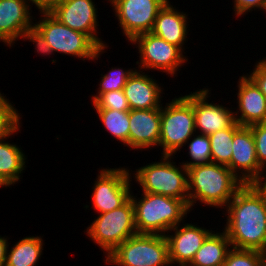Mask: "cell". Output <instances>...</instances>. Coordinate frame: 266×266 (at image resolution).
<instances>
[{
    "label": "cell",
    "instance_id": "cell-36",
    "mask_svg": "<svg viewBox=\"0 0 266 266\" xmlns=\"http://www.w3.org/2000/svg\"><path fill=\"white\" fill-rule=\"evenodd\" d=\"M8 239L0 236V266H4L6 261L7 250L9 246Z\"/></svg>",
    "mask_w": 266,
    "mask_h": 266
},
{
    "label": "cell",
    "instance_id": "cell-26",
    "mask_svg": "<svg viewBox=\"0 0 266 266\" xmlns=\"http://www.w3.org/2000/svg\"><path fill=\"white\" fill-rule=\"evenodd\" d=\"M186 143L188 144V154L191 157V161L181 162L186 168L211 163V144L208 135L193 134Z\"/></svg>",
    "mask_w": 266,
    "mask_h": 266
},
{
    "label": "cell",
    "instance_id": "cell-16",
    "mask_svg": "<svg viewBox=\"0 0 266 266\" xmlns=\"http://www.w3.org/2000/svg\"><path fill=\"white\" fill-rule=\"evenodd\" d=\"M29 2L33 5L32 0H0V41L6 46L12 47L27 29L33 27Z\"/></svg>",
    "mask_w": 266,
    "mask_h": 266
},
{
    "label": "cell",
    "instance_id": "cell-19",
    "mask_svg": "<svg viewBox=\"0 0 266 266\" xmlns=\"http://www.w3.org/2000/svg\"><path fill=\"white\" fill-rule=\"evenodd\" d=\"M135 70L123 87L130 110L161 109L163 88L151 75Z\"/></svg>",
    "mask_w": 266,
    "mask_h": 266
},
{
    "label": "cell",
    "instance_id": "cell-31",
    "mask_svg": "<svg viewBox=\"0 0 266 266\" xmlns=\"http://www.w3.org/2000/svg\"><path fill=\"white\" fill-rule=\"evenodd\" d=\"M259 165L266 167V122L250 125Z\"/></svg>",
    "mask_w": 266,
    "mask_h": 266
},
{
    "label": "cell",
    "instance_id": "cell-20",
    "mask_svg": "<svg viewBox=\"0 0 266 266\" xmlns=\"http://www.w3.org/2000/svg\"><path fill=\"white\" fill-rule=\"evenodd\" d=\"M186 13L171 5L170 0L156 16L151 33L161 37L170 44L179 47L183 52V45L187 41L188 22Z\"/></svg>",
    "mask_w": 266,
    "mask_h": 266
},
{
    "label": "cell",
    "instance_id": "cell-6",
    "mask_svg": "<svg viewBox=\"0 0 266 266\" xmlns=\"http://www.w3.org/2000/svg\"><path fill=\"white\" fill-rule=\"evenodd\" d=\"M115 266H171L165 235L137 233L105 256Z\"/></svg>",
    "mask_w": 266,
    "mask_h": 266
},
{
    "label": "cell",
    "instance_id": "cell-11",
    "mask_svg": "<svg viewBox=\"0 0 266 266\" xmlns=\"http://www.w3.org/2000/svg\"><path fill=\"white\" fill-rule=\"evenodd\" d=\"M128 41L151 32L156 16L169 0H108Z\"/></svg>",
    "mask_w": 266,
    "mask_h": 266
},
{
    "label": "cell",
    "instance_id": "cell-37",
    "mask_svg": "<svg viewBox=\"0 0 266 266\" xmlns=\"http://www.w3.org/2000/svg\"><path fill=\"white\" fill-rule=\"evenodd\" d=\"M265 169L266 167L264 168V171ZM265 173H262L261 178L255 183V185L266 195V174Z\"/></svg>",
    "mask_w": 266,
    "mask_h": 266
},
{
    "label": "cell",
    "instance_id": "cell-14",
    "mask_svg": "<svg viewBox=\"0 0 266 266\" xmlns=\"http://www.w3.org/2000/svg\"><path fill=\"white\" fill-rule=\"evenodd\" d=\"M170 229L165 237L168 243L169 261L171 266H188L193 260L196 252L212 230L186 223ZM170 231L174 234L170 235Z\"/></svg>",
    "mask_w": 266,
    "mask_h": 266
},
{
    "label": "cell",
    "instance_id": "cell-33",
    "mask_svg": "<svg viewBox=\"0 0 266 266\" xmlns=\"http://www.w3.org/2000/svg\"><path fill=\"white\" fill-rule=\"evenodd\" d=\"M234 13L238 17H242L250 11L260 9L266 12V0H234ZM247 12V13H246Z\"/></svg>",
    "mask_w": 266,
    "mask_h": 266
},
{
    "label": "cell",
    "instance_id": "cell-8",
    "mask_svg": "<svg viewBox=\"0 0 266 266\" xmlns=\"http://www.w3.org/2000/svg\"><path fill=\"white\" fill-rule=\"evenodd\" d=\"M86 229L89 239L99 245L107 256L126 239L137 234L131 198L121 207L99 214Z\"/></svg>",
    "mask_w": 266,
    "mask_h": 266
},
{
    "label": "cell",
    "instance_id": "cell-4",
    "mask_svg": "<svg viewBox=\"0 0 266 266\" xmlns=\"http://www.w3.org/2000/svg\"><path fill=\"white\" fill-rule=\"evenodd\" d=\"M171 159L173 155H162L160 162L138 167L133 177L143 192L177 198L188 204V169L181 163L177 166Z\"/></svg>",
    "mask_w": 266,
    "mask_h": 266
},
{
    "label": "cell",
    "instance_id": "cell-34",
    "mask_svg": "<svg viewBox=\"0 0 266 266\" xmlns=\"http://www.w3.org/2000/svg\"><path fill=\"white\" fill-rule=\"evenodd\" d=\"M253 72L247 75L256 83L266 97V57L257 61Z\"/></svg>",
    "mask_w": 266,
    "mask_h": 266
},
{
    "label": "cell",
    "instance_id": "cell-28",
    "mask_svg": "<svg viewBox=\"0 0 266 266\" xmlns=\"http://www.w3.org/2000/svg\"><path fill=\"white\" fill-rule=\"evenodd\" d=\"M265 253L257 250L231 248L224 266H264Z\"/></svg>",
    "mask_w": 266,
    "mask_h": 266
},
{
    "label": "cell",
    "instance_id": "cell-1",
    "mask_svg": "<svg viewBox=\"0 0 266 266\" xmlns=\"http://www.w3.org/2000/svg\"><path fill=\"white\" fill-rule=\"evenodd\" d=\"M225 209L231 247L266 253V195L255 184H244Z\"/></svg>",
    "mask_w": 266,
    "mask_h": 266
},
{
    "label": "cell",
    "instance_id": "cell-5",
    "mask_svg": "<svg viewBox=\"0 0 266 266\" xmlns=\"http://www.w3.org/2000/svg\"><path fill=\"white\" fill-rule=\"evenodd\" d=\"M165 106V107H164ZM161 106L159 146L162 155H173L195 134L193 93L172 99Z\"/></svg>",
    "mask_w": 266,
    "mask_h": 266
},
{
    "label": "cell",
    "instance_id": "cell-12",
    "mask_svg": "<svg viewBox=\"0 0 266 266\" xmlns=\"http://www.w3.org/2000/svg\"><path fill=\"white\" fill-rule=\"evenodd\" d=\"M48 12L60 23L88 35L100 48L108 47L97 36L98 11L93 0H64Z\"/></svg>",
    "mask_w": 266,
    "mask_h": 266
},
{
    "label": "cell",
    "instance_id": "cell-29",
    "mask_svg": "<svg viewBox=\"0 0 266 266\" xmlns=\"http://www.w3.org/2000/svg\"><path fill=\"white\" fill-rule=\"evenodd\" d=\"M14 105L0 92V138L8 135L22 117Z\"/></svg>",
    "mask_w": 266,
    "mask_h": 266
},
{
    "label": "cell",
    "instance_id": "cell-35",
    "mask_svg": "<svg viewBox=\"0 0 266 266\" xmlns=\"http://www.w3.org/2000/svg\"><path fill=\"white\" fill-rule=\"evenodd\" d=\"M64 0H32L33 5L40 11H49L54 5Z\"/></svg>",
    "mask_w": 266,
    "mask_h": 266
},
{
    "label": "cell",
    "instance_id": "cell-13",
    "mask_svg": "<svg viewBox=\"0 0 266 266\" xmlns=\"http://www.w3.org/2000/svg\"><path fill=\"white\" fill-rule=\"evenodd\" d=\"M232 147L231 171L243 184H255L261 178L264 169L258 163L250 126H241L234 122Z\"/></svg>",
    "mask_w": 266,
    "mask_h": 266
},
{
    "label": "cell",
    "instance_id": "cell-27",
    "mask_svg": "<svg viewBox=\"0 0 266 266\" xmlns=\"http://www.w3.org/2000/svg\"><path fill=\"white\" fill-rule=\"evenodd\" d=\"M136 69L123 70V68H112L107 74H101L100 84L96 95H92V103L103 93L109 91L123 90L127 79Z\"/></svg>",
    "mask_w": 266,
    "mask_h": 266
},
{
    "label": "cell",
    "instance_id": "cell-17",
    "mask_svg": "<svg viewBox=\"0 0 266 266\" xmlns=\"http://www.w3.org/2000/svg\"><path fill=\"white\" fill-rule=\"evenodd\" d=\"M237 84L239 111L233 112L235 121L241 126L266 122V97L260 88L248 75L241 76Z\"/></svg>",
    "mask_w": 266,
    "mask_h": 266
},
{
    "label": "cell",
    "instance_id": "cell-3",
    "mask_svg": "<svg viewBox=\"0 0 266 266\" xmlns=\"http://www.w3.org/2000/svg\"><path fill=\"white\" fill-rule=\"evenodd\" d=\"M140 198L131 195L135 210L137 233L165 235L183 223L191 211L189 205L177 198L143 192Z\"/></svg>",
    "mask_w": 266,
    "mask_h": 266
},
{
    "label": "cell",
    "instance_id": "cell-30",
    "mask_svg": "<svg viewBox=\"0 0 266 266\" xmlns=\"http://www.w3.org/2000/svg\"><path fill=\"white\" fill-rule=\"evenodd\" d=\"M94 109H111L130 111L128 100L123 90L109 91L101 94L93 103Z\"/></svg>",
    "mask_w": 266,
    "mask_h": 266
},
{
    "label": "cell",
    "instance_id": "cell-21",
    "mask_svg": "<svg viewBox=\"0 0 266 266\" xmlns=\"http://www.w3.org/2000/svg\"><path fill=\"white\" fill-rule=\"evenodd\" d=\"M21 122L8 134L0 138V185L9 187L20 181L26 167V155L16 144H11L7 138L20 131ZM6 139V140H5Z\"/></svg>",
    "mask_w": 266,
    "mask_h": 266
},
{
    "label": "cell",
    "instance_id": "cell-2",
    "mask_svg": "<svg viewBox=\"0 0 266 266\" xmlns=\"http://www.w3.org/2000/svg\"><path fill=\"white\" fill-rule=\"evenodd\" d=\"M187 169L190 210L194 209L197 201L224 209L244 185L226 165L211 162L193 165Z\"/></svg>",
    "mask_w": 266,
    "mask_h": 266
},
{
    "label": "cell",
    "instance_id": "cell-23",
    "mask_svg": "<svg viewBox=\"0 0 266 266\" xmlns=\"http://www.w3.org/2000/svg\"><path fill=\"white\" fill-rule=\"evenodd\" d=\"M43 237L26 236L7 250L4 266H37L43 251Z\"/></svg>",
    "mask_w": 266,
    "mask_h": 266
},
{
    "label": "cell",
    "instance_id": "cell-15",
    "mask_svg": "<svg viewBox=\"0 0 266 266\" xmlns=\"http://www.w3.org/2000/svg\"><path fill=\"white\" fill-rule=\"evenodd\" d=\"M208 88L193 92V112L195 116V132L210 135L229 128L234 122V110L217 103H208Z\"/></svg>",
    "mask_w": 266,
    "mask_h": 266
},
{
    "label": "cell",
    "instance_id": "cell-9",
    "mask_svg": "<svg viewBox=\"0 0 266 266\" xmlns=\"http://www.w3.org/2000/svg\"><path fill=\"white\" fill-rule=\"evenodd\" d=\"M130 42L137 45L135 48H138L140 62L136 61V64H138V69L140 68L142 71L160 70L173 77L177 76L175 74L181 70L179 68L188 61L179 47L151 32L139 34Z\"/></svg>",
    "mask_w": 266,
    "mask_h": 266
},
{
    "label": "cell",
    "instance_id": "cell-18",
    "mask_svg": "<svg viewBox=\"0 0 266 266\" xmlns=\"http://www.w3.org/2000/svg\"><path fill=\"white\" fill-rule=\"evenodd\" d=\"M129 147L133 150L159 147L161 109L129 111Z\"/></svg>",
    "mask_w": 266,
    "mask_h": 266
},
{
    "label": "cell",
    "instance_id": "cell-7",
    "mask_svg": "<svg viewBox=\"0 0 266 266\" xmlns=\"http://www.w3.org/2000/svg\"><path fill=\"white\" fill-rule=\"evenodd\" d=\"M40 14V20L33 26L42 34L54 53L72 55L83 61H94L108 48H100L88 35L60 23L48 11H40Z\"/></svg>",
    "mask_w": 266,
    "mask_h": 266
},
{
    "label": "cell",
    "instance_id": "cell-38",
    "mask_svg": "<svg viewBox=\"0 0 266 266\" xmlns=\"http://www.w3.org/2000/svg\"><path fill=\"white\" fill-rule=\"evenodd\" d=\"M264 266H266V253H265V259H264Z\"/></svg>",
    "mask_w": 266,
    "mask_h": 266
},
{
    "label": "cell",
    "instance_id": "cell-24",
    "mask_svg": "<svg viewBox=\"0 0 266 266\" xmlns=\"http://www.w3.org/2000/svg\"><path fill=\"white\" fill-rule=\"evenodd\" d=\"M107 132L129 147V111L95 109Z\"/></svg>",
    "mask_w": 266,
    "mask_h": 266
},
{
    "label": "cell",
    "instance_id": "cell-25",
    "mask_svg": "<svg viewBox=\"0 0 266 266\" xmlns=\"http://www.w3.org/2000/svg\"><path fill=\"white\" fill-rule=\"evenodd\" d=\"M211 144V162L226 165L231 170L234 123L229 127L208 135Z\"/></svg>",
    "mask_w": 266,
    "mask_h": 266
},
{
    "label": "cell",
    "instance_id": "cell-10",
    "mask_svg": "<svg viewBox=\"0 0 266 266\" xmlns=\"http://www.w3.org/2000/svg\"><path fill=\"white\" fill-rule=\"evenodd\" d=\"M132 174L127 168H103L92 188V203L97 214H103L124 205L132 193Z\"/></svg>",
    "mask_w": 266,
    "mask_h": 266
},
{
    "label": "cell",
    "instance_id": "cell-32",
    "mask_svg": "<svg viewBox=\"0 0 266 266\" xmlns=\"http://www.w3.org/2000/svg\"><path fill=\"white\" fill-rule=\"evenodd\" d=\"M23 39L29 40V42L35 43V49L37 54L44 55H54L52 48L49 46L48 42L44 39L42 34L33 26L27 29L22 36Z\"/></svg>",
    "mask_w": 266,
    "mask_h": 266
},
{
    "label": "cell",
    "instance_id": "cell-22",
    "mask_svg": "<svg viewBox=\"0 0 266 266\" xmlns=\"http://www.w3.org/2000/svg\"><path fill=\"white\" fill-rule=\"evenodd\" d=\"M230 240L225 231H212L196 252L188 266H223L226 255L231 249Z\"/></svg>",
    "mask_w": 266,
    "mask_h": 266
}]
</instances>
